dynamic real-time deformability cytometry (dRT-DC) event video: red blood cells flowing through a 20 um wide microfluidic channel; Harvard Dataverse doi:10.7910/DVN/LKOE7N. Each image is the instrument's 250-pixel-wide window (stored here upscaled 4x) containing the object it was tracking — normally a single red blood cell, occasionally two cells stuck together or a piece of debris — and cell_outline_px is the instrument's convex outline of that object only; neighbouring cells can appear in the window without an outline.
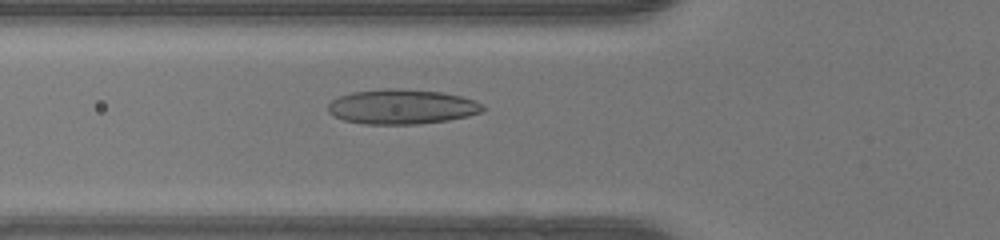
{"species": "human", "species_latin": "Homo sapiens", "temperature_condition": "warm", "stored_images_in_passage": 49, "camera_frame_rate_fps": 3000, "um_per_image_px": 0.085, "donor": {"sex": "female"}, "frame": {"image": 1, "passage_image": 18, "time_ms": 5.667, "image_size_px": [1000, 240], "cell_outline_px": [[488, 108], [480, 112], [468, 116], [448, 120], [420, 124], [364, 124], [344, 120], [328, 112], [328, 104], [332, 100], [340, 96], [352, 92], [384, 88], [392, 88], [440, 92], [460, 96], [476, 100], [484, 104]], "centroid_in_image_um": [34.19, 9.07], "position_along_channel_um": 91.6, "area_um2": 31.44}}
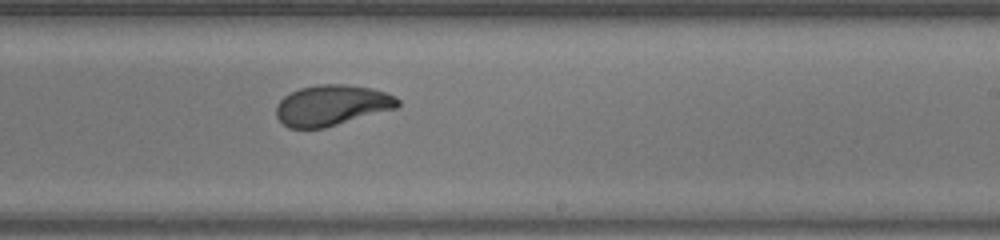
{"frame": {"image": 2, "passage_image": 30, "time_ms": 9.667, "image_size_px": [1000, 240], "cell_outline_px": [[400, 104], [396, 108], [324, 128], [288, 128], [276, 116], [276, 104], [284, 96], [300, 88], [320, 84], [344, 84], [368, 88], [384, 92], [396, 96], [400, 100]], "centroid_in_image_um": [28.19, 8.95], "position_along_channel_um": 260.8, "area_um2": 28.61}}
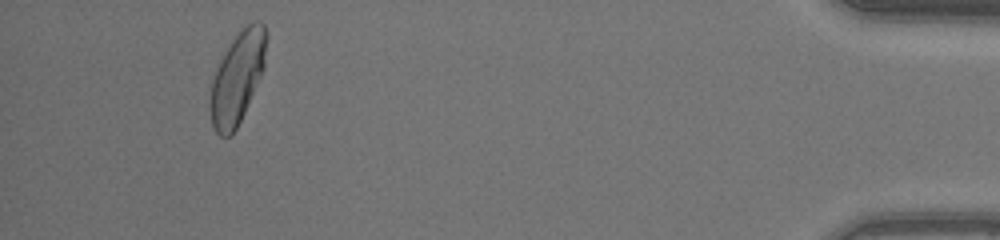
{"frame": {"image": 3, "passage_image": 46, "time_ms": 15.0, "image_size_px": [1000, 240], "cell_outline_px": [[268, 36], [264, 68], [244, 112], [236, 128], [228, 136], [220, 136], [216, 132], [212, 124], [208, 104], [212, 80], [216, 68], [220, 60], [232, 40], [252, 20], [256, 20], [264, 24]], "centroid_in_image_um": [20.18, 6.58], "position_along_channel_um": 415.0, "area_um2": 29.77}, "authors_computed_cell_mechanics": {"area_um2": 29.478, "velocity_mm_per_s": 4.2301, "shape_relaxation_time_tau1_ms": 5.899, "shape_relaxation_time_tau2_ms": 0.8378, "deformation_change_tau1": 0.2116, "deformation_change_tau2": 0.064}}